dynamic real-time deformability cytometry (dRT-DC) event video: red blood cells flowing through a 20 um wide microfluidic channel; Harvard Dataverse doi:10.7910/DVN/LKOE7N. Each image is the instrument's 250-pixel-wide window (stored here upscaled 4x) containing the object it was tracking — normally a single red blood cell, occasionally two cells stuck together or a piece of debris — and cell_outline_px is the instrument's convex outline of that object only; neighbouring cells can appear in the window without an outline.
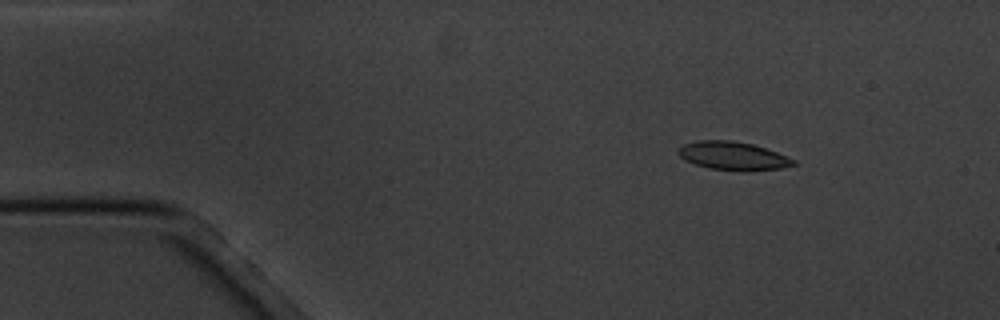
{"species": "common noctule bat (a hibernating species)", "species_latin": "Nyctalus noctula", "temperature_condition": "cold", "stored_images_in_passage": 6, "camera_frame_rate_fps": 3000, "um_per_image_px": 0.085, "animal": {"sex": "male", "body_mass_g": 20.1, "forearm_length_mm": 53.5}, "frame": {"image": 1, "passage_image": 2, "time_ms": 2.333, "image_size_px": [1000, 320], "cell_outline_px": [[796, 164], [780, 168], [744, 172], [740, 172], [708, 168], [684, 160], [676, 152], [676, 148], [684, 144], [696, 140], [732, 140], [752, 144], [776, 152], [796, 160]], "centroid_in_image_um": [62.26, 13.25], "position_along_channel_um": 22.7, "area_um2": 19.25}}
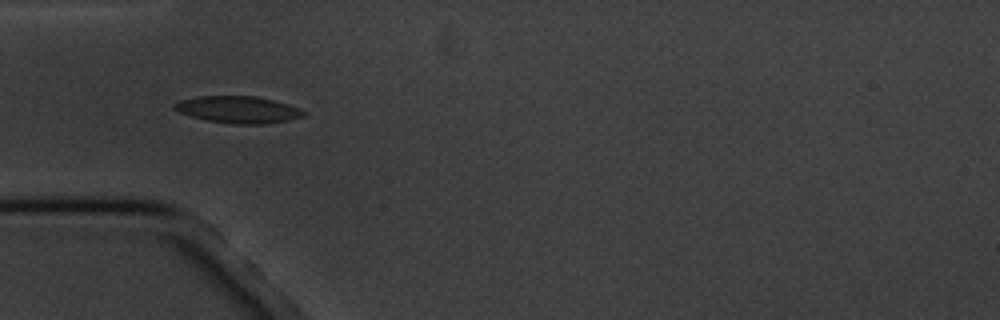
{"frame": {"image": 2, "passage_image": 5, "time_ms": 5.667, "image_size_px": [1000, 320], "cell_outline_px": [[308, 112], [304, 116], [288, 120], [264, 124], [232, 124], [208, 120], [192, 116], [180, 112], [172, 108], [172, 104], [180, 100], [200, 96], [256, 96], [288, 104], [300, 108]], "centroid_in_image_um": [20.26, 9.31], "position_along_channel_um": 64.7, "area_um2": 20.23}}
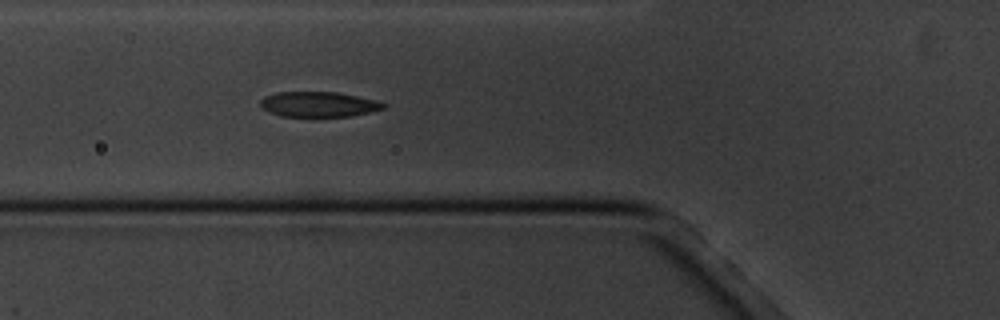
{"frame": {"image": 3, "passage_image": 6, "time_ms": 6.667, "image_size_px": [1000, 320], "cell_outline_px": [[388, 104], [384, 108], [352, 116], [312, 120], [280, 116], [268, 112], [260, 108], [260, 100], [264, 96], [276, 92], [336, 92], [380, 100]], "centroid_in_image_um": [27.05, 8.92], "position_along_channel_um": 98.7, "area_um2": 19.31}}